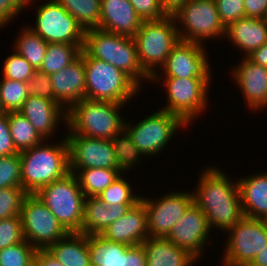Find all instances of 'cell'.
<instances>
[{"mask_svg":"<svg viewBox=\"0 0 267 266\" xmlns=\"http://www.w3.org/2000/svg\"><path fill=\"white\" fill-rule=\"evenodd\" d=\"M217 166L205 167L193 190V202L205 214L211 232L229 230L243 216L237 180L233 182L226 172Z\"/></svg>","mask_w":267,"mask_h":266,"instance_id":"cell-1","label":"cell"},{"mask_svg":"<svg viewBox=\"0 0 267 266\" xmlns=\"http://www.w3.org/2000/svg\"><path fill=\"white\" fill-rule=\"evenodd\" d=\"M46 141L44 139L31 149L19 152L21 187L28 194H36L42 187L70 173L65 135L56 144H48V139Z\"/></svg>","mask_w":267,"mask_h":266,"instance_id":"cell-2","label":"cell"},{"mask_svg":"<svg viewBox=\"0 0 267 266\" xmlns=\"http://www.w3.org/2000/svg\"><path fill=\"white\" fill-rule=\"evenodd\" d=\"M123 106L126 105L84 98L67 110L69 131L65 135L111 140L124 128L125 119L120 115Z\"/></svg>","mask_w":267,"mask_h":266,"instance_id":"cell-3","label":"cell"},{"mask_svg":"<svg viewBox=\"0 0 267 266\" xmlns=\"http://www.w3.org/2000/svg\"><path fill=\"white\" fill-rule=\"evenodd\" d=\"M83 49L91 57L105 61L124 71L141 88L143 80L151 81V77L142 69L137 46L132 37L106 32L98 28L90 29L85 31Z\"/></svg>","mask_w":267,"mask_h":266,"instance_id":"cell-4","label":"cell"},{"mask_svg":"<svg viewBox=\"0 0 267 266\" xmlns=\"http://www.w3.org/2000/svg\"><path fill=\"white\" fill-rule=\"evenodd\" d=\"M86 99L126 104L141 87L124 71L91 57L84 49Z\"/></svg>","mask_w":267,"mask_h":266,"instance_id":"cell-5","label":"cell"},{"mask_svg":"<svg viewBox=\"0 0 267 266\" xmlns=\"http://www.w3.org/2000/svg\"><path fill=\"white\" fill-rule=\"evenodd\" d=\"M177 29L173 16L168 14L160 20L142 21L133 37L142 69L151 78L159 72L173 47L180 41Z\"/></svg>","mask_w":267,"mask_h":266,"instance_id":"cell-6","label":"cell"},{"mask_svg":"<svg viewBox=\"0 0 267 266\" xmlns=\"http://www.w3.org/2000/svg\"><path fill=\"white\" fill-rule=\"evenodd\" d=\"M36 196L49 208L68 233H81L85 195L75 174L42 187Z\"/></svg>","mask_w":267,"mask_h":266,"instance_id":"cell-7","label":"cell"},{"mask_svg":"<svg viewBox=\"0 0 267 266\" xmlns=\"http://www.w3.org/2000/svg\"><path fill=\"white\" fill-rule=\"evenodd\" d=\"M171 15L180 40L204 45L206 39L226 36V28L219 19L215 0H189Z\"/></svg>","mask_w":267,"mask_h":266,"instance_id":"cell-8","label":"cell"},{"mask_svg":"<svg viewBox=\"0 0 267 266\" xmlns=\"http://www.w3.org/2000/svg\"><path fill=\"white\" fill-rule=\"evenodd\" d=\"M163 80L162 81H160ZM166 89V105L161 108L180 117L188 126L206 112L211 87L201 78H151V83L160 84Z\"/></svg>","mask_w":267,"mask_h":266,"instance_id":"cell-9","label":"cell"},{"mask_svg":"<svg viewBox=\"0 0 267 266\" xmlns=\"http://www.w3.org/2000/svg\"><path fill=\"white\" fill-rule=\"evenodd\" d=\"M185 127L189 126L180 117L162 109L152 112L136 124L128 122L127 119L124 124V128L145 159L158 156L163 149L168 148L167 145L174 134L179 131L177 129Z\"/></svg>","mask_w":267,"mask_h":266,"instance_id":"cell-10","label":"cell"},{"mask_svg":"<svg viewBox=\"0 0 267 266\" xmlns=\"http://www.w3.org/2000/svg\"><path fill=\"white\" fill-rule=\"evenodd\" d=\"M226 233L222 265L248 266L267 244V220L243 216Z\"/></svg>","mask_w":267,"mask_h":266,"instance_id":"cell-11","label":"cell"},{"mask_svg":"<svg viewBox=\"0 0 267 266\" xmlns=\"http://www.w3.org/2000/svg\"><path fill=\"white\" fill-rule=\"evenodd\" d=\"M36 11L35 24L28 26L34 33L47 43L76 44L83 49L85 30L57 0L37 5Z\"/></svg>","mask_w":267,"mask_h":266,"instance_id":"cell-12","label":"cell"},{"mask_svg":"<svg viewBox=\"0 0 267 266\" xmlns=\"http://www.w3.org/2000/svg\"><path fill=\"white\" fill-rule=\"evenodd\" d=\"M20 216L25 240L36 249H47L68 234L36 194L24 198Z\"/></svg>","mask_w":267,"mask_h":266,"instance_id":"cell-13","label":"cell"},{"mask_svg":"<svg viewBox=\"0 0 267 266\" xmlns=\"http://www.w3.org/2000/svg\"><path fill=\"white\" fill-rule=\"evenodd\" d=\"M204 47L199 43L180 40L159 69L162 71L152 78H201L210 85L213 73Z\"/></svg>","mask_w":267,"mask_h":266,"instance_id":"cell-14","label":"cell"},{"mask_svg":"<svg viewBox=\"0 0 267 266\" xmlns=\"http://www.w3.org/2000/svg\"><path fill=\"white\" fill-rule=\"evenodd\" d=\"M147 212V227L149 237L166 238L175 223L193 203L192 191L165 193L160 198L144 197L140 199Z\"/></svg>","mask_w":267,"mask_h":266,"instance_id":"cell-15","label":"cell"},{"mask_svg":"<svg viewBox=\"0 0 267 266\" xmlns=\"http://www.w3.org/2000/svg\"><path fill=\"white\" fill-rule=\"evenodd\" d=\"M69 149V169H119L111 140L89 138L83 135H65Z\"/></svg>","mask_w":267,"mask_h":266,"instance_id":"cell-16","label":"cell"},{"mask_svg":"<svg viewBox=\"0 0 267 266\" xmlns=\"http://www.w3.org/2000/svg\"><path fill=\"white\" fill-rule=\"evenodd\" d=\"M210 232L205 214L193 202L175 223L166 238L177 247L189 251L198 260H201L205 250L203 247L208 245L207 242L212 243Z\"/></svg>","mask_w":267,"mask_h":266,"instance_id":"cell-17","label":"cell"},{"mask_svg":"<svg viewBox=\"0 0 267 266\" xmlns=\"http://www.w3.org/2000/svg\"><path fill=\"white\" fill-rule=\"evenodd\" d=\"M231 68V77L241 90L240 93H243L241 95L250 111L258 112L267 108V68L244 56L239 61V65Z\"/></svg>","mask_w":267,"mask_h":266,"instance_id":"cell-18","label":"cell"},{"mask_svg":"<svg viewBox=\"0 0 267 266\" xmlns=\"http://www.w3.org/2000/svg\"><path fill=\"white\" fill-rule=\"evenodd\" d=\"M43 138L53 136L59 124L66 125L67 112L56 102L38 96L28 95L22 108L19 110Z\"/></svg>","mask_w":267,"mask_h":266,"instance_id":"cell-19","label":"cell"},{"mask_svg":"<svg viewBox=\"0 0 267 266\" xmlns=\"http://www.w3.org/2000/svg\"><path fill=\"white\" fill-rule=\"evenodd\" d=\"M104 238L134 246L142 244L148 237L147 212L140 200L101 234Z\"/></svg>","mask_w":267,"mask_h":266,"instance_id":"cell-20","label":"cell"},{"mask_svg":"<svg viewBox=\"0 0 267 266\" xmlns=\"http://www.w3.org/2000/svg\"><path fill=\"white\" fill-rule=\"evenodd\" d=\"M55 98L68 110L86 98L85 64L79 56L70 65L50 75Z\"/></svg>","mask_w":267,"mask_h":266,"instance_id":"cell-21","label":"cell"},{"mask_svg":"<svg viewBox=\"0 0 267 266\" xmlns=\"http://www.w3.org/2000/svg\"><path fill=\"white\" fill-rule=\"evenodd\" d=\"M141 23L129 0H101L98 29L133 38Z\"/></svg>","mask_w":267,"mask_h":266,"instance_id":"cell-22","label":"cell"},{"mask_svg":"<svg viewBox=\"0 0 267 266\" xmlns=\"http://www.w3.org/2000/svg\"><path fill=\"white\" fill-rule=\"evenodd\" d=\"M134 205H106L98 197H86L81 233L85 235L102 234L110 224L125 215Z\"/></svg>","mask_w":267,"mask_h":266,"instance_id":"cell-23","label":"cell"},{"mask_svg":"<svg viewBox=\"0 0 267 266\" xmlns=\"http://www.w3.org/2000/svg\"><path fill=\"white\" fill-rule=\"evenodd\" d=\"M225 38L246 57L267 42V21L262 18L242 17L226 27Z\"/></svg>","mask_w":267,"mask_h":266,"instance_id":"cell-24","label":"cell"},{"mask_svg":"<svg viewBox=\"0 0 267 266\" xmlns=\"http://www.w3.org/2000/svg\"><path fill=\"white\" fill-rule=\"evenodd\" d=\"M251 175L237 180L243 214L267 220V171Z\"/></svg>","mask_w":267,"mask_h":266,"instance_id":"cell-25","label":"cell"},{"mask_svg":"<svg viewBox=\"0 0 267 266\" xmlns=\"http://www.w3.org/2000/svg\"><path fill=\"white\" fill-rule=\"evenodd\" d=\"M146 252V266H192L197 258L163 237H148L142 243ZM194 263V264H193Z\"/></svg>","mask_w":267,"mask_h":266,"instance_id":"cell-26","label":"cell"},{"mask_svg":"<svg viewBox=\"0 0 267 266\" xmlns=\"http://www.w3.org/2000/svg\"><path fill=\"white\" fill-rule=\"evenodd\" d=\"M47 250L63 266H91L88 235L68 233L64 238L51 244Z\"/></svg>","mask_w":267,"mask_h":266,"instance_id":"cell-27","label":"cell"},{"mask_svg":"<svg viewBox=\"0 0 267 266\" xmlns=\"http://www.w3.org/2000/svg\"><path fill=\"white\" fill-rule=\"evenodd\" d=\"M128 246L99 235H88L91 266H121V253Z\"/></svg>","mask_w":267,"mask_h":266,"instance_id":"cell-28","label":"cell"},{"mask_svg":"<svg viewBox=\"0 0 267 266\" xmlns=\"http://www.w3.org/2000/svg\"><path fill=\"white\" fill-rule=\"evenodd\" d=\"M120 174L119 169L99 168L79 169L75 173L85 197H98Z\"/></svg>","mask_w":267,"mask_h":266,"instance_id":"cell-29","label":"cell"},{"mask_svg":"<svg viewBox=\"0 0 267 266\" xmlns=\"http://www.w3.org/2000/svg\"><path fill=\"white\" fill-rule=\"evenodd\" d=\"M14 42L13 50L23 56L35 70H39L44 60L48 43L27 26L23 27V29L21 28L19 36Z\"/></svg>","mask_w":267,"mask_h":266,"instance_id":"cell-30","label":"cell"},{"mask_svg":"<svg viewBox=\"0 0 267 266\" xmlns=\"http://www.w3.org/2000/svg\"><path fill=\"white\" fill-rule=\"evenodd\" d=\"M6 113L10 134L18 152L31 149L44 140L21 112L11 111Z\"/></svg>","mask_w":267,"mask_h":266,"instance_id":"cell-31","label":"cell"},{"mask_svg":"<svg viewBox=\"0 0 267 266\" xmlns=\"http://www.w3.org/2000/svg\"><path fill=\"white\" fill-rule=\"evenodd\" d=\"M82 49L76 44L48 43L40 71L52 75L75 61Z\"/></svg>","mask_w":267,"mask_h":266,"instance_id":"cell-32","label":"cell"},{"mask_svg":"<svg viewBox=\"0 0 267 266\" xmlns=\"http://www.w3.org/2000/svg\"><path fill=\"white\" fill-rule=\"evenodd\" d=\"M86 31L99 28L101 0H57Z\"/></svg>","mask_w":267,"mask_h":266,"instance_id":"cell-33","label":"cell"},{"mask_svg":"<svg viewBox=\"0 0 267 266\" xmlns=\"http://www.w3.org/2000/svg\"><path fill=\"white\" fill-rule=\"evenodd\" d=\"M111 142L114 147V152L119 165V170L121 173L127 174L126 171L131 172L136 165L139 166L141 158L145 157L138 147L133 143L132 138L128 131L123 128L119 133H117ZM139 162V163H138ZM133 167V168H132Z\"/></svg>","mask_w":267,"mask_h":266,"instance_id":"cell-34","label":"cell"},{"mask_svg":"<svg viewBox=\"0 0 267 266\" xmlns=\"http://www.w3.org/2000/svg\"><path fill=\"white\" fill-rule=\"evenodd\" d=\"M0 79V101L4 111H19L29 95L27 83L4 77Z\"/></svg>","mask_w":267,"mask_h":266,"instance_id":"cell-35","label":"cell"},{"mask_svg":"<svg viewBox=\"0 0 267 266\" xmlns=\"http://www.w3.org/2000/svg\"><path fill=\"white\" fill-rule=\"evenodd\" d=\"M131 183L124 177V173L110 184L98 196L106 205L109 204H136L140 201L141 195L134 193Z\"/></svg>","mask_w":267,"mask_h":266,"instance_id":"cell-36","label":"cell"},{"mask_svg":"<svg viewBox=\"0 0 267 266\" xmlns=\"http://www.w3.org/2000/svg\"><path fill=\"white\" fill-rule=\"evenodd\" d=\"M37 249L26 240L0 250V266H33Z\"/></svg>","mask_w":267,"mask_h":266,"instance_id":"cell-37","label":"cell"},{"mask_svg":"<svg viewBox=\"0 0 267 266\" xmlns=\"http://www.w3.org/2000/svg\"><path fill=\"white\" fill-rule=\"evenodd\" d=\"M3 65L2 77L14 81L27 83L36 71L32 65L15 50L11 52V55L7 56Z\"/></svg>","mask_w":267,"mask_h":266,"instance_id":"cell-38","label":"cell"},{"mask_svg":"<svg viewBox=\"0 0 267 266\" xmlns=\"http://www.w3.org/2000/svg\"><path fill=\"white\" fill-rule=\"evenodd\" d=\"M27 195L28 193L22 187L0 189V220L19 216Z\"/></svg>","mask_w":267,"mask_h":266,"instance_id":"cell-39","label":"cell"},{"mask_svg":"<svg viewBox=\"0 0 267 266\" xmlns=\"http://www.w3.org/2000/svg\"><path fill=\"white\" fill-rule=\"evenodd\" d=\"M21 187L20 154L0 157V189Z\"/></svg>","mask_w":267,"mask_h":266,"instance_id":"cell-40","label":"cell"},{"mask_svg":"<svg viewBox=\"0 0 267 266\" xmlns=\"http://www.w3.org/2000/svg\"><path fill=\"white\" fill-rule=\"evenodd\" d=\"M25 240L21 216L0 220V250Z\"/></svg>","mask_w":267,"mask_h":266,"instance_id":"cell-41","label":"cell"},{"mask_svg":"<svg viewBox=\"0 0 267 266\" xmlns=\"http://www.w3.org/2000/svg\"><path fill=\"white\" fill-rule=\"evenodd\" d=\"M29 95L38 96L40 98H45L50 101L58 103L66 112L67 109L55 98L50 75L36 70L31 79L27 82Z\"/></svg>","mask_w":267,"mask_h":266,"instance_id":"cell-42","label":"cell"},{"mask_svg":"<svg viewBox=\"0 0 267 266\" xmlns=\"http://www.w3.org/2000/svg\"><path fill=\"white\" fill-rule=\"evenodd\" d=\"M219 19L224 27L245 17L244 0H215Z\"/></svg>","mask_w":267,"mask_h":266,"instance_id":"cell-43","label":"cell"},{"mask_svg":"<svg viewBox=\"0 0 267 266\" xmlns=\"http://www.w3.org/2000/svg\"><path fill=\"white\" fill-rule=\"evenodd\" d=\"M142 21L160 20L168 15L160 0H129Z\"/></svg>","mask_w":267,"mask_h":266,"instance_id":"cell-44","label":"cell"},{"mask_svg":"<svg viewBox=\"0 0 267 266\" xmlns=\"http://www.w3.org/2000/svg\"><path fill=\"white\" fill-rule=\"evenodd\" d=\"M37 0H0V29L6 28L13 18Z\"/></svg>","mask_w":267,"mask_h":266,"instance_id":"cell-45","label":"cell"},{"mask_svg":"<svg viewBox=\"0 0 267 266\" xmlns=\"http://www.w3.org/2000/svg\"><path fill=\"white\" fill-rule=\"evenodd\" d=\"M10 130L7 113L0 115V157L18 154Z\"/></svg>","mask_w":267,"mask_h":266,"instance_id":"cell-46","label":"cell"},{"mask_svg":"<svg viewBox=\"0 0 267 266\" xmlns=\"http://www.w3.org/2000/svg\"><path fill=\"white\" fill-rule=\"evenodd\" d=\"M146 252L142 244L128 246L121 253V266H146Z\"/></svg>","mask_w":267,"mask_h":266,"instance_id":"cell-47","label":"cell"},{"mask_svg":"<svg viewBox=\"0 0 267 266\" xmlns=\"http://www.w3.org/2000/svg\"><path fill=\"white\" fill-rule=\"evenodd\" d=\"M246 17L266 19L267 0H244Z\"/></svg>","mask_w":267,"mask_h":266,"instance_id":"cell-48","label":"cell"},{"mask_svg":"<svg viewBox=\"0 0 267 266\" xmlns=\"http://www.w3.org/2000/svg\"><path fill=\"white\" fill-rule=\"evenodd\" d=\"M34 266H63L47 249H37Z\"/></svg>","mask_w":267,"mask_h":266,"instance_id":"cell-49","label":"cell"},{"mask_svg":"<svg viewBox=\"0 0 267 266\" xmlns=\"http://www.w3.org/2000/svg\"><path fill=\"white\" fill-rule=\"evenodd\" d=\"M246 57L252 62L267 68V42Z\"/></svg>","mask_w":267,"mask_h":266,"instance_id":"cell-50","label":"cell"},{"mask_svg":"<svg viewBox=\"0 0 267 266\" xmlns=\"http://www.w3.org/2000/svg\"><path fill=\"white\" fill-rule=\"evenodd\" d=\"M163 8L168 14H172L178 7L189 0H160Z\"/></svg>","mask_w":267,"mask_h":266,"instance_id":"cell-51","label":"cell"},{"mask_svg":"<svg viewBox=\"0 0 267 266\" xmlns=\"http://www.w3.org/2000/svg\"><path fill=\"white\" fill-rule=\"evenodd\" d=\"M248 266H267V244L257 253Z\"/></svg>","mask_w":267,"mask_h":266,"instance_id":"cell-52","label":"cell"},{"mask_svg":"<svg viewBox=\"0 0 267 266\" xmlns=\"http://www.w3.org/2000/svg\"><path fill=\"white\" fill-rule=\"evenodd\" d=\"M6 112L4 111L1 101H0V115L5 114Z\"/></svg>","mask_w":267,"mask_h":266,"instance_id":"cell-53","label":"cell"}]
</instances>
